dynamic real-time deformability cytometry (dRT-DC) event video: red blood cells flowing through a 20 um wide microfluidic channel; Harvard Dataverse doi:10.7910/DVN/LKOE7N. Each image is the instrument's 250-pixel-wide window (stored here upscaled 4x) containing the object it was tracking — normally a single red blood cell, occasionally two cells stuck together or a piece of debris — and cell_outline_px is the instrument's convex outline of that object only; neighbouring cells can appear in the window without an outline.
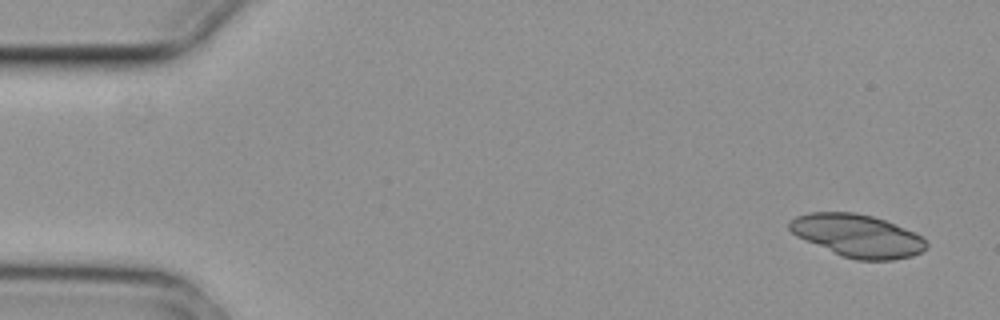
{"species": "common noctule bat (a hibernating species)", "species_latin": "Nyctalus noctula", "temperature_condition": "cold", "stored_images_in_passage": 4, "camera_frame_rate_fps": 3000, "um_per_image_px": 0.085, "animal": {"sex": "female", "body_mass_g": 29.2, "forearm_length_mm": 56.3}, "frame": {"image": 1, "passage_image": 1, "time_ms": 0.0, "image_size_px": [1000, 320], "cell_outline_px": [[928, 248], [912, 256], [892, 260], [856, 260], [844, 256], [796, 236], [788, 228], [788, 220], [796, 216], [808, 212], [856, 212], [872, 216], [884, 220], [904, 228], [920, 236], [928, 244]], "centroid_in_image_um": [72.86, 20.02], "position_along_channel_um": 12.1, "area_um2": 33.76}}